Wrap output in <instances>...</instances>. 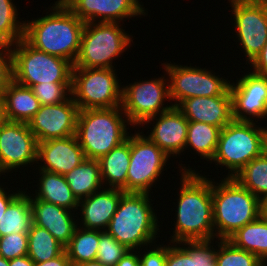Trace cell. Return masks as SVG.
<instances>
[{
    "label": "cell",
    "instance_id": "1",
    "mask_svg": "<svg viewBox=\"0 0 267 266\" xmlns=\"http://www.w3.org/2000/svg\"><path fill=\"white\" fill-rule=\"evenodd\" d=\"M181 166L175 230L170 243L217 240L213 222L212 180ZM197 172V173H196Z\"/></svg>",
    "mask_w": 267,
    "mask_h": 266
},
{
    "label": "cell",
    "instance_id": "2",
    "mask_svg": "<svg viewBox=\"0 0 267 266\" xmlns=\"http://www.w3.org/2000/svg\"><path fill=\"white\" fill-rule=\"evenodd\" d=\"M50 14L26 21L23 39L35 49L70 61L77 59L85 22L62 0L51 6Z\"/></svg>",
    "mask_w": 267,
    "mask_h": 266
},
{
    "label": "cell",
    "instance_id": "3",
    "mask_svg": "<svg viewBox=\"0 0 267 266\" xmlns=\"http://www.w3.org/2000/svg\"><path fill=\"white\" fill-rule=\"evenodd\" d=\"M149 193L124 192L106 232L129 250L148 244L151 247L158 237L159 220Z\"/></svg>",
    "mask_w": 267,
    "mask_h": 266
},
{
    "label": "cell",
    "instance_id": "4",
    "mask_svg": "<svg viewBox=\"0 0 267 266\" xmlns=\"http://www.w3.org/2000/svg\"><path fill=\"white\" fill-rule=\"evenodd\" d=\"M131 125L121 106L83 109L77 116L76 137L87 159H99L122 144Z\"/></svg>",
    "mask_w": 267,
    "mask_h": 266
},
{
    "label": "cell",
    "instance_id": "5",
    "mask_svg": "<svg viewBox=\"0 0 267 266\" xmlns=\"http://www.w3.org/2000/svg\"><path fill=\"white\" fill-rule=\"evenodd\" d=\"M215 238L228 239L261 215L260 199L234 178L212 181Z\"/></svg>",
    "mask_w": 267,
    "mask_h": 266
},
{
    "label": "cell",
    "instance_id": "6",
    "mask_svg": "<svg viewBox=\"0 0 267 266\" xmlns=\"http://www.w3.org/2000/svg\"><path fill=\"white\" fill-rule=\"evenodd\" d=\"M257 126L254 121L233 120L221 129L217 149L210 163L225 166L228 169L227 178H233L266 150L267 127Z\"/></svg>",
    "mask_w": 267,
    "mask_h": 266
},
{
    "label": "cell",
    "instance_id": "7",
    "mask_svg": "<svg viewBox=\"0 0 267 266\" xmlns=\"http://www.w3.org/2000/svg\"><path fill=\"white\" fill-rule=\"evenodd\" d=\"M131 41V36L120 27V23H85L73 68L113 69V60L121 57L119 55L130 47Z\"/></svg>",
    "mask_w": 267,
    "mask_h": 266
},
{
    "label": "cell",
    "instance_id": "8",
    "mask_svg": "<svg viewBox=\"0 0 267 266\" xmlns=\"http://www.w3.org/2000/svg\"><path fill=\"white\" fill-rule=\"evenodd\" d=\"M10 47L13 80L17 83L30 88L41 83L71 82L73 64L70 61L39 51L24 39Z\"/></svg>",
    "mask_w": 267,
    "mask_h": 266
},
{
    "label": "cell",
    "instance_id": "9",
    "mask_svg": "<svg viewBox=\"0 0 267 266\" xmlns=\"http://www.w3.org/2000/svg\"><path fill=\"white\" fill-rule=\"evenodd\" d=\"M116 69L73 68L71 97L79 110L120 107L122 87Z\"/></svg>",
    "mask_w": 267,
    "mask_h": 266
},
{
    "label": "cell",
    "instance_id": "10",
    "mask_svg": "<svg viewBox=\"0 0 267 266\" xmlns=\"http://www.w3.org/2000/svg\"><path fill=\"white\" fill-rule=\"evenodd\" d=\"M169 76L170 100L177 107L183 100L192 97L231 96L230 81L210 70L162 63ZM217 76H216V75Z\"/></svg>",
    "mask_w": 267,
    "mask_h": 266
},
{
    "label": "cell",
    "instance_id": "11",
    "mask_svg": "<svg viewBox=\"0 0 267 266\" xmlns=\"http://www.w3.org/2000/svg\"><path fill=\"white\" fill-rule=\"evenodd\" d=\"M140 130L130 135L126 192L150 193L170 157ZM169 158V159H168ZM150 189V190H149Z\"/></svg>",
    "mask_w": 267,
    "mask_h": 266
},
{
    "label": "cell",
    "instance_id": "12",
    "mask_svg": "<svg viewBox=\"0 0 267 266\" xmlns=\"http://www.w3.org/2000/svg\"><path fill=\"white\" fill-rule=\"evenodd\" d=\"M167 99L170 101L169 80L167 77L165 79L164 75L156 79L126 84L122 88L121 108L131 125L137 127L143 125L148 118L173 107V103L163 106Z\"/></svg>",
    "mask_w": 267,
    "mask_h": 266
},
{
    "label": "cell",
    "instance_id": "13",
    "mask_svg": "<svg viewBox=\"0 0 267 266\" xmlns=\"http://www.w3.org/2000/svg\"><path fill=\"white\" fill-rule=\"evenodd\" d=\"M229 3L237 42L244 49L246 64H249L267 41V1L230 0Z\"/></svg>",
    "mask_w": 267,
    "mask_h": 266
},
{
    "label": "cell",
    "instance_id": "14",
    "mask_svg": "<svg viewBox=\"0 0 267 266\" xmlns=\"http://www.w3.org/2000/svg\"><path fill=\"white\" fill-rule=\"evenodd\" d=\"M38 142L27 123L4 120L0 125V174L37 161Z\"/></svg>",
    "mask_w": 267,
    "mask_h": 266
},
{
    "label": "cell",
    "instance_id": "15",
    "mask_svg": "<svg viewBox=\"0 0 267 266\" xmlns=\"http://www.w3.org/2000/svg\"><path fill=\"white\" fill-rule=\"evenodd\" d=\"M78 106L69 98L59 104L41 105L27 123L38 143L76 135Z\"/></svg>",
    "mask_w": 267,
    "mask_h": 266
},
{
    "label": "cell",
    "instance_id": "16",
    "mask_svg": "<svg viewBox=\"0 0 267 266\" xmlns=\"http://www.w3.org/2000/svg\"><path fill=\"white\" fill-rule=\"evenodd\" d=\"M240 78L229 87L234 120L262 121L267 118V77L249 72Z\"/></svg>",
    "mask_w": 267,
    "mask_h": 266
},
{
    "label": "cell",
    "instance_id": "17",
    "mask_svg": "<svg viewBox=\"0 0 267 266\" xmlns=\"http://www.w3.org/2000/svg\"><path fill=\"white\" fill-rule=\"evenodd\" d=\"M85 23H121L125 19L147 15L140 0H62ZM99 19V20H98Z\"/></svg>",
    "mask_w": 267,
    "mask_h": 266
},
{
    "label": "cell",
    "instance_id": "18",
    "mask_svg": "<svg viewBox=\"0 0 267 266\" xmlns=\"http://www.w3.org/2000/svg\"><path fill=\"white\" fill-rule=\"evenodd\" d=\"M151 121L154 122V127L151 128L152 130L147 137L169 157L183 153L186 146L188 120L182 112L173 106L165 112L148 118L143 124H148Z\"/></svg>",
    "mask_w": 267,
    "mask_h": 266
},
{
    "label": "cell",
    "instance_id": "19",
    "mask_svg": "<svg viewBox=\"0 0 267 266\" xmlns=\"http://www.w3.org/2000/svg\"><path fill=\"white\" fill-rule=\"evenodd\" d=\"M84 159L85 155L76 135L38 143L37 161L41 162L42 166L38 167L41 170L65 175Z\"/></svg>",
    "mask_w": 267,
    "mask_h": 266
},
{
    "label": "cell",
    "instance_id": "20",
    "mask_svg": "<svg viewBox=\"0 0 267 266\" xmlns=\"http://www.w3.org/2000/svg\"><path fill=\"white\" fill-rule=\"evenodd\" d=\"M30 204L33 224L45 228L61 245L66 247L78 226V223L73 218L74 212L72 213L67 208L36 199L31 194Z\"/></svg>",
    "mask_w": 267,
    "mask_h": 266
},
{
    "label": "cell",
    "instance_id": "21",
    "mask_svg": "<svg viewBox=\"0 0 267 266\" xmlns=\"http://www.w3.org/2000/svg\"><path fill=\"white\" fill-rule=\"evenodd\" d=\"M177 108L188 121L207 123L220 129L234 120L231 96L187 98Z\"/></svg>",
    "mask_w": 267,
    "mask_h": 266
},
{
    "label": "cell",
    "instance_id": "22",
    "mask_svg": "<svg viewBox=\"0 0 267 266\" xmlns=\"http://www.w3.org/2000/svg\"><path fill=\"white\" fill-rule=\"evenodd\" d=\"M122 189L104 187L90 196L79 201V209L82 215L83 226L85 229L106 231L108 225L115 214L119 205ZM81 207V208H80ZM103 229V230H102Z\"/></svg>",
    "mask_w": 267,
    "mask_h": 266
},
{
    "label": "cell",
    "instance_id": "23",
    "mask_svg": "<svg viewBox=\"0 0 267 266\" xmlns=\"http://www.w3.org/2000/svg\"><path fill=\"white\" fill-rule=\"evenodd\" d=\"M4 119L28 123L40 109V102L33 91L12 80L1 94Z\"/></svg>",
    "mask_w": 267,
    "mask_h": 266
},
{
    "label": "cell",
    "instance_id": "24",
    "mask_svg": "<svg viewBox=\"0 0 267 266\" xmlns=\"http://www.w3.org/2000/svg\"><path fill=\"white\" fill-rule=\"evenodd\" d=\"M103 186L126 192V179L130 164V135L122 144L98 159Z\"/></svg>",
    "mask_w": 267,
    "mask_h": 266
},
{
    "label": "cell",
    "instance_id": "25",
    "mask_svg": "<svg viewBox=\"0 0 267 266\" xmlns=\"http://www.w3.org/2000/svg\"><path fill=\"white\" fill-rule=\"evenodd\" d=\"M38 171L40 175L39 184H37L38 192L35 190L36 196L33 195V197L75 212L79 208V201L72 193L64 175L41 169Z\"/></svg>",
    "mask_w": 267,
    "mask_h": 266
},
{
    "label": "cell",
    "instance_id": "26",
    "mask_svg": "<svg viewBox=\"0 0 267 266\" xmlns=\"http://www.w3.org/2000/svg\"><path fill=\"white\" fill-rule=\"evenodd\" d=\"M64 177L78 201L104 188L98 159L85 158Z\"/></svg>",
    "mask_w": 267,
    "mask_h": 266
},
{
    "label": "cell",
    "instance_id": "27",
    "mask_svg": "<svg viewBox=\"0 0 267 266\" xmlns=\"http://www.w3.org/2000/svg\"><path fill=\"white\" fill-rule=\"evenodd\" d=\"M227 240L234 246L255 254L264 263L267 260V218L260 215Z\"/></svg>",
    "mask_w": 267,
    "mask_h": 266
},
{
    "label": "cell",
    "instance_id": "28",
    "mask_svg": "<svg viewBox=\"0 0 267 266\" xmlns=\"http://www.w3.org/2000/svg\"><path fill=\"white\" fill-rule=\"evenodd\" d=\"M32 224L30 194L23 190L9 204L0 220V237L12 233H28Z\"/></svg>",
    "mask_w": 267,
    "mask_h": 266
},
{
    "label": "cell",
    "instance_id": "29",
    "mask_svg": "<svg viewBox=\"0 0 267 266\" xmlns=\"http://www.w3.org/2000/svg\"><path fill=\"white\" fill-rule=\"evenodd\" d=\"M221 129L211 124L188 121L187 139L185 149L189 147L200 155L201 159H213Z\"/></svg>",
    "mask_w": 267,
    "mask_h": 266
},
{
    "label": "cell",
    "instance_id": "30",
    "mask_svg": "<svg viewBox=\"0 0 267 266\" xmlns=\"http://www.w3.org/2000/svg\"><path fill=\"white\" fill-rule=\"evenodd\" d=\"M99 240L100 230L85 229L77 226L73 237L65 247L72 266L96 260Z\"/></svg>",
    "mask_w": 267,
    "mask_h": 266
},
{
    "label": "cell",
    "instance_id": "31",
    "mask_svg": "<svg viewBox=\"0 0 267 266\" xmlns=\"http://www.w3.org/2000/svg\"><path fill=\"white\" fill-rule=\"evenodd\" d=\"M65 251L61 245L45 228L35 224L28 232V257L34 263L46 262L60 256Z\"/></svg>",
    "mask_w": 267,
    "mask_h": 266
},
{
    "label": "cell",
    "instance_id": "32",
    "mask_svg": "<svg viewBox=\"0 0 267 266\" xmlns=\"http://www.w3.org/2000/svg\"><path fill=\"white\" fill-rule=\"evenodd\" d=\"M233 178L259 199L267 195V150L246 164Z\"/></svg>",
    "mask_w": 267,
    "mask_h": 266
},
{
    "label": "cell",
    "instance_id": "33",
    "mask_svg": "<svg viewBox=\"0 0 267 266\" xmlns=\"http://www.w3.org/2000/svg\"><path fill=\"white\" fill-rule=\"evenodd\" d=\"M12 0H0V43L14 45L24 36L25 21H19Z\"/></svg>",
    "mask_w": 267,
    "mask_h": 266
},
{
    "label": "cell",
    "instance_id": "34",
    "mask_svg": "<svg viewBox=\"0 0 267 266\" xmlns=\"http://www.w3.org/2000/svg\"><path fill=\"white\" fill-rule=\"evenodd\" d=\"M217 242L215 254L216 266H264V263L251 252H247L234 246L227 239H220Z\"/></svg>",
    "mask_w": 267,
    "mask_h": 266
},
{
    "label": "cell",
    "instance_id": "35",
    "mask_svg": "<svg viewBox=\"0 0 267 266\" xmlns=\"http://www.w3.org/2000/svg\"><path fill=\"white\" fill-rule=\"evenodd\" d=\"M30 89L41 105L59 104L71 96V82L41 83L32 85Z\"/></svg>",
    "mask_w": 267,
    "mask_h": 266
},
{
    "label": "cell",
    "instance_id": "36",
    "mask_svg": "<svg viewBox=\"0 0 267 266\" xmlns=\"http://www.w3.org/2000/svg\"><path fill=\"white\" fill-rule=\"evenodd\" d=\"M129 251L125 245L117 242L106 231H100L96 260L109 266H116L120 259Z\"/></svg>",
    "mask_w": 267,
    "mask_h": 266
},
{
    "label": "cell",
    "instance_id": "37",
    "mask_svg": "<svg viewBox=\"0 0 267 266\" xmlns=\"http://www.w3.org/2000/svg\"><path fill=\"white\" fill-rule=\"evenodd\" d=\"M214 240H196L179 242L195 258L196 266H216ZM187 246V247H186Z\"/></svg>",
    "mask_w": 267,
    "mask_h": 266
},
{
    "label": "cell",
    "instance_id": "38",
    "mask_svg": "<svg viewBox=\"0 0 267 266\" xmlns=\"http://www.w3.org/2000/svg\"><path fill=\"white\" fill-rule=\"evenodd\" d=\"M28 233H12L0 237V256L12 260L27 255Z\"/></svg>",
    "mask_w": 267,
    "mask_h": 266
},
{
    "label": "cell",
    "instance_id": "39",
    "mask_svg": "<svg viewBox=\"0 0 267 266\" xmlns=\"http://www.w3.org/2000/svg\"><path fill=\"white\" fill-rule=\"evenodd\" d=\"M10 45L0 43V96L13 80L12 54Z\"/></svg>",
    "mask_w": 267,
    "mask_h": 266
},
{
    "label": "cell",
    "instance_id": "40",
    "mask_svg": "<svg viewBox=\"0 0 267 266\" xmlns=\"http://www.w3.org/2000/svg\"><path fill=\"white\" fill-rule=\"evenodd\" d=\"M173 245L167 246L166 266H196L195 258L179 242Z\"/></svg>",
    "mask_w": 267,
    "mask_h": 266
},
{
    "label": "cell",
    "instance_id": "41",
    "mask_svg": "<svg viewBox=\"0 0 267 266\" xmlns=\"http://www.w3.org/2000/svg\"><path fill=\"white\" fill-rule=\"evenodd\" d=\"M145 248V253L139 255L140 266H166L167 246L159 244L150 250Z\"/></svg>",
    "mask_w": 267,
    "mask_h": 266
},
{
    "label": "cell",
    "instance_id": "42",
    "mask_svg": "<svg viewBox=\"0 0 267 266\" xmlns=\"http://www.w3.org/2000/svg\"><path fill=\"white\" fill-rule=\"evenodd\" d=\"M249 64L251 69H254L252 72L267 77V41L261 52Z\"/></svg>",
    "mask_w": 267,
    "mask_h": 266
},
{
    "label": "cell",
    "instance_id": "43",
    "mask_svg": "<svg viewBox=\"0 0 267 266\" xmlns=\"http://www.w3.org/2000/svg\"><path fill=\"white\" fill-rule=\"evenodd\" d=\"M2 187L3 186L0 185V220L9 204L22 192V190L20 191L19 189L16 192H10V194H8Z\"/></svg>",
    "mask_w": 267,
    "mask_h": 266
},
{
    "label": "cell",
    "instance_id": "44",
    "mask_svg": "<svg viewBox=\"0 0 267 266\" xmlns=\"http://www.w3.org/2000/svg\"><path fill=\"white\" fill-rule=\"evenodd\" d=\"M35 266H72L66 251L60 256L46 262L35 263Z\"/></svg>",
    "mask_w": 267,
    "mask_h": 266
},
{
    "label": "cell",
    "instance_id": "45",
    "mask_svg": "<svg viewBox=\"0 0 267 266\" xmlns=\"http://www.w3.org/2000/svg\"><path fill=\"white\" fill-rule=\"evenodd\" d=\"M136 254L137 251L130 250L120 259L116 266H140L139 254Z\"/></svg>",
    "mask_w": 267,
    "mask_h": 266
},
{
    "label": "cell",
    "instance_id": "46",
    "mask_svg": "<svg viewBox=\"0 0 267 266\" xmlns=\"http://www.w3.org/2000/svg\"><path fill=\"white\" fill-rule=\"evenodd\" d=\"M9 266H35L28 255L9 260Z\"/></svg>",
    "mask_w": 267,
    "mask_h": 266
},
{
    "label": "cell",
    "instance_id": "47",
    "mask_svg": "<svg viewBox=\"0 0 267 266\" xmlns=\"http://www.w3.org/2000/svg\"><path fill=\"white\" fill-rule=\"evenodd\" d=\"M261 215L267 218V195L260 199Z\"/></svg>",
    "mask_w": 267,
    "mask_h": 266
},
{
    "label": "cell",
    "instance_id": "48",
    "mask_svg": "<svg viewBox=\"0 0 267 266\" xmlns=\"http://www.w3.org/2000/svg\"><path fill=\"white\" fill-rule=\"evenodd\" d=\"M75 266H109V265L103 264L98 260H93V261L83 262Z\"/></svg>",
    "mask_w": 267,
    "mask_h": 266
},
{
    "label": "cell",
    "instance_id": "49",
    "mask_svg": "<svg viewBox=\"0 0 267 266\" xmlns=\"http://www.w3.org/2000/svg\"><path fill=\"white\" fill-rule=\"evenodd\" d=\"M4 120L5 119H4L3 101H2V98L0 96V125Z\"/></svg>",
    "mask_w": 267,
    "mask_h": 266
},
{
    "label": "cell",
    "instance_id": "50",
    "mask_svg": "<svg viewBox=\"0 0 267 266\" xmlns=\"http://www.w3.org/2000/svg\"><path fill=\"white\" fill-rule=\"evenodd\" d=\"M0 266H9V260L0 256Z\"/></svg>",
    "mask_w": 267,
    "mask_h": 266
},
{
    "label": "cell",
    "instance_id": "51",
    "mask_svg": "<svg viewBox=\"0 0 267 266\" xmlns=\"http://www.w3.org/2000/svg\"><path fill=\"white\" fill-rule=\"evenodd\" d=\"M230 1V0H228ZM244 1H267V0H244Z\"/></svg>",
    "mask_w": 267,
    "mask_h": 266
}]
</instances>
